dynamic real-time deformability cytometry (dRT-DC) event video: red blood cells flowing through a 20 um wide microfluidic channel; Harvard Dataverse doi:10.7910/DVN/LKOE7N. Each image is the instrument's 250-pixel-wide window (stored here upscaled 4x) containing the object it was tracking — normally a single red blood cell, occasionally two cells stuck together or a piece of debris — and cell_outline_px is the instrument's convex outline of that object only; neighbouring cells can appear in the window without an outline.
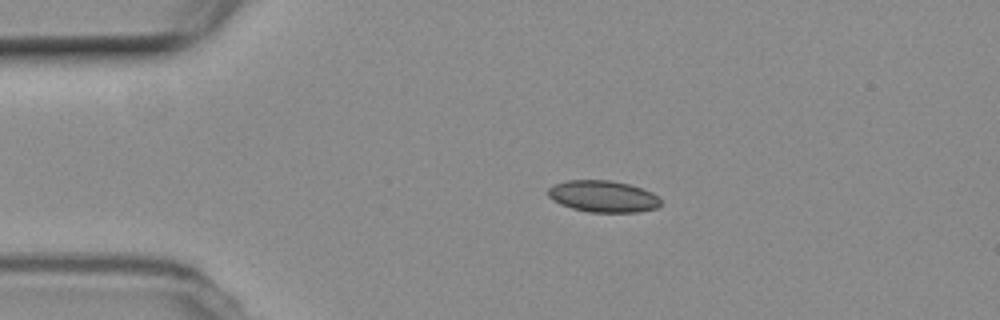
{"species": "common noctule bat (a hibernating species)", "species_latin": "Nyctalus noctula", "temperature_condition": "room temperature", "stored_images_in_passage": 3, "segment_of_instrument_passage": [1, 2], "camera_frame_rate_fps": 3000, "um_per_image_px": 0.085, "animal": {"sex": "female", "body_mass_g": 19.3, "forearm_length_mm": 54.1}, "frame": {"image": 1, "passage_image": 1, "time_ms": 0.0, "image_size_px": [1000, 320], "cell_outline_px": [[660, 204], [656, 208], [640, 212], [588, 212], [572, 208], [560, 204], [552, 200], [548, 196], [548, 188], [552, 184], [568, 180], [612, 180], [628, 184], [652, 192], [660, 200]], "centroid_in_image_um": [51.22, 16.69], "position_along_channel_um": 33.8, "area_um2": 20.81}}